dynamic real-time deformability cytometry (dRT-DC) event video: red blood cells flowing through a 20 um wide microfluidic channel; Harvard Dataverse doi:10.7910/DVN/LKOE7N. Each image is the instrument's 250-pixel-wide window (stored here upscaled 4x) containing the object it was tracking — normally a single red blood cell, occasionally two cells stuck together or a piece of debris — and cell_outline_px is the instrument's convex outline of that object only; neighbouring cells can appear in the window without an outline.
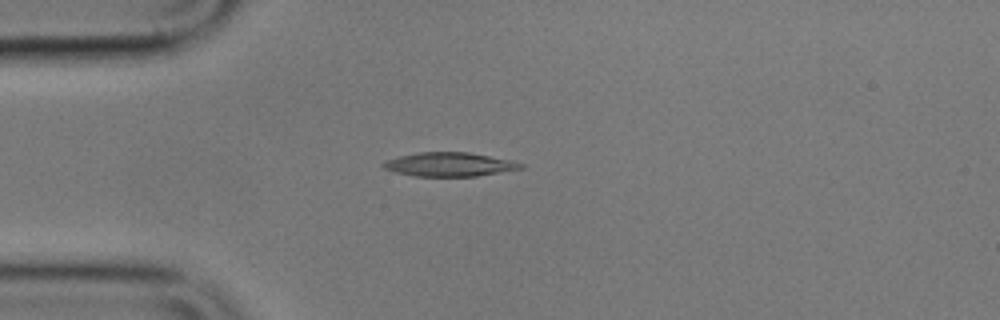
{"species": "common noctule bat (a hibernating species)", "species_latin": "Nyctalus noctula", "temperature_condition": "cold", "stored_images_in_passage": 15, "camera_frame_rate_fps": 3000, "um_per_image_px": 0.085, "animal": {"sex": "male", "body_mass_g": 17.9}, "frame": {"image": 1, "passage_image": 13, "time_ms": 4.0, "image_size_px": [1000, 320], "cell_outline_px": [[524, 168], [476, 176], [416, 176], [396, 172], [384, 168], [380, 164], [388, 160], [400, 156], [420, 152], [468, 152], [508, 160], [524, 164]], "centroid_in_image_um": [38.19, 13.98], "position_along_channel_um": 46.8, "area_um2": 18.79}}